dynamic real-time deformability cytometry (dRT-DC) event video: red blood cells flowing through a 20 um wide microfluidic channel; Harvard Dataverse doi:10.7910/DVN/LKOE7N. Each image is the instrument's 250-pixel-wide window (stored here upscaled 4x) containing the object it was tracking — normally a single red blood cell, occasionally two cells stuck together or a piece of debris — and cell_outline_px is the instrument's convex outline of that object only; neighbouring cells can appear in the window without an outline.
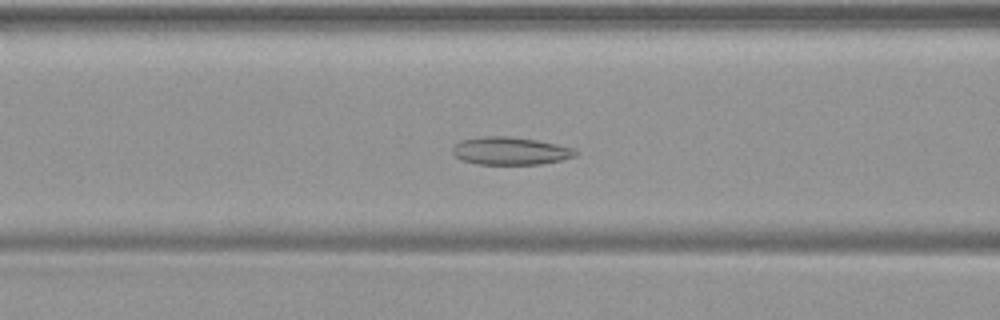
{"species": "common noctule bat (a hibernating species)", "species_latin": "Nyctalus noctula", "temperature_condition": "warm", "stored_images_in_passage": 41, "camera_frame_rate_fps": 3000, "um_per_image_px": 0.085, "animal": {"sex": "female", "body_mass_g": 19.9}, "frame": {"image": 1, "passage_image": 11, "time_ms": 3.333, "image_size_px": [1000, 320], "cell_outline_px": [[576, 156], [560, 160], [540, 164], [476, 164], [460, 160], [452, 152], [452, 148], [460, 140], [480, 136], [508, 136], [536, 140], [556, 144], [572, 148], [576, 152]], "centroid_in_image_um": [43.32, 12.82], "position_along_channel_um": 123.3, "area_um2": 19.83}}
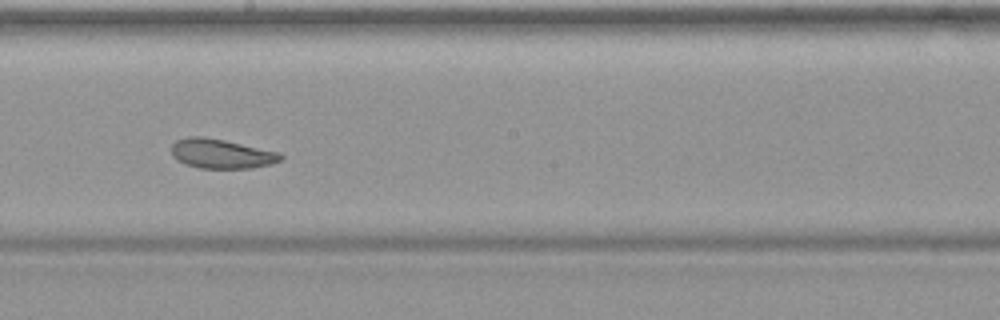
{"frame": {"image": 2, "passage_image": 19, "time_ms": 6.0, "image_size_px": [1000, 320], "cell_outline_px": [[284, 160], [272, 164], [252, 168], [200, 168], [184, 164], [176, 160], [172, 156], [172, 144], [176, 140], [188, 136], [204, 136], [224, 140], [280, 152], [284, 156]], "centroid_in_image_um": [18.83, 13.07], "position_along_channel_um": 229.4, "area_um2": 19.02}}
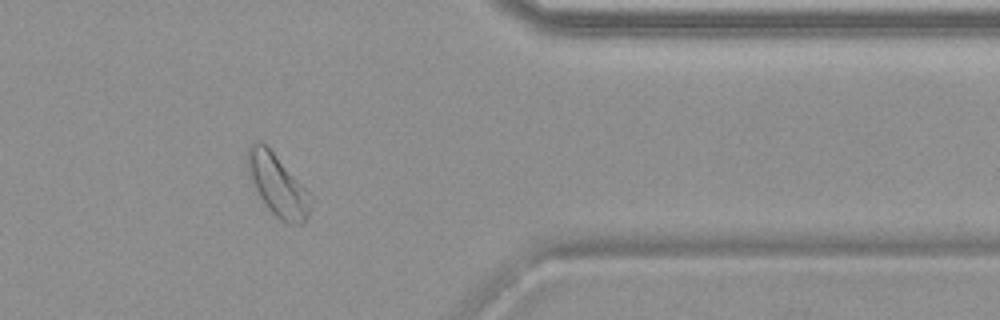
{"frame": {"image": 3, "passage_image": 32, "time_ms": 10.333, "image_size_px": [1000, 320], "cell_outline_px": [[312, 200], [304, 224], [288, 224], [280, 220], [268, 208], [260, 196], [248, 176], [244, 156], [248, 148], [256, 140], [260, 140], [272, 152], [312, 196]], "centroid_in_image_um": [23.55, 15.73], "position_along_channel_um": 387.9, "area_um2": 22.43}}